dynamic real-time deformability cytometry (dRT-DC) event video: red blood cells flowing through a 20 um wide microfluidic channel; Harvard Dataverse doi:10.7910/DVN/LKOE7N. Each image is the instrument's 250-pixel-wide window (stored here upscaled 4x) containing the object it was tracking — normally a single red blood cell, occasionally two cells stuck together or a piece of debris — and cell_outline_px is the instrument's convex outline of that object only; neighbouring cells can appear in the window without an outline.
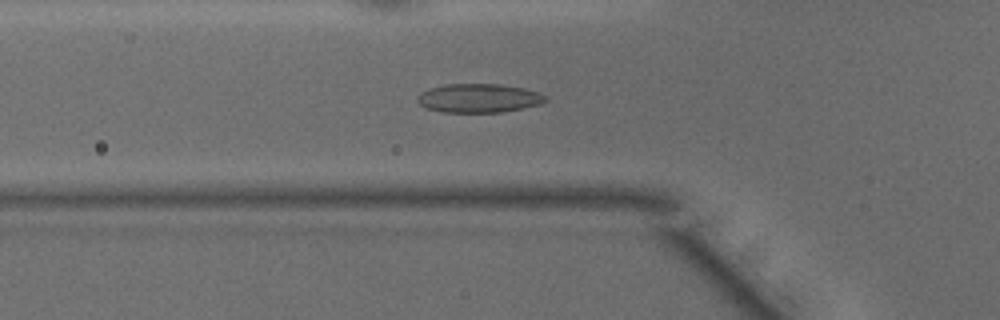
{"species": "common noctule bat (a hibernating species)", "species_latin": "Nyctalus noctula", "temperature_condition": "warm", "stored_images_in_passage": 49, "camera_frame_rate_fps": 3000, "um_per_image_px": 0.085, "animal": {"sex": "male", "body_mass_g": 15.6}, "frame": {"image": 1, "passage_image": 16, "time_ms": 5.0, "image_size_px": [1000, 320], "cell_outline_px": [[548, 100], [540, 104], [524, 108], [504, 112], [444, 112], [428, 108], [420, 104], [416, 100], [416, 96], [420, 92], [432, 88], [448, 84], [500, 84], [524, 88], [548, 96]], "centroid_in_image_um": [40.72, 8.34], "position_along_channel_um": 85.1, "area_um2": 21.5}}
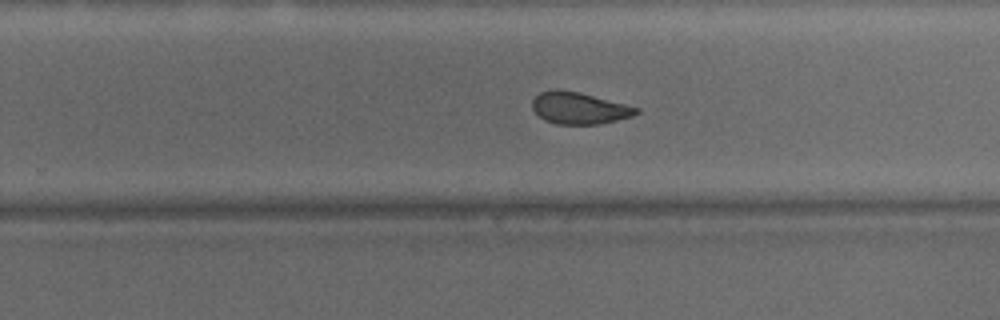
{"frame": {"image": 2, "passage_image": 30, "time_ms": 9.667, "image_size_px": [1000, 320], "cell_outline_px": [[640, 112], [632, 116], [600, 124], [556, 124], [544, 120], [532, 108], [532, 100], [540, 92], [552, 88], [556, 88], [580, 92], [640, 108]], "centroid_in_image_um": [49.21, 9.17], "position_along_channel_um": 280.6, "area_um2": 19.36}}
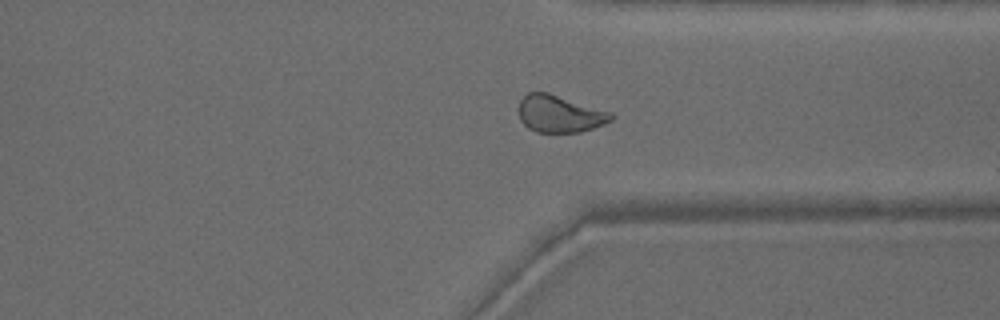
{"frame": {"image": 3, "passage_image": 36, "time_ms": 11.667, "image_size_px": [1000, 320], "cell_outline_px": [[616, 116], [612, 120], [592, 128], [580, 132], [536, 132], [528, 128], [520, 120], [516, 108], [520, 100], [528, 92], [548, 92], [612, 112]], "centroid_in_image_um": [47.54, 9.67], "position_along_channel_um": 363.9, "area_um2": 20.23}, "authors_computed_cell_mechanics": {"area_um2": 20.9814, "velocity_mm_per_s": 4.1685, "shape_relaxation_time_tau1_ms": 6.5968, "shape_relaxation_time_tau2_ms": 1.4253, "deformation_change_tau1": 0.169, "deformation_change_tau2": 0.0726}}